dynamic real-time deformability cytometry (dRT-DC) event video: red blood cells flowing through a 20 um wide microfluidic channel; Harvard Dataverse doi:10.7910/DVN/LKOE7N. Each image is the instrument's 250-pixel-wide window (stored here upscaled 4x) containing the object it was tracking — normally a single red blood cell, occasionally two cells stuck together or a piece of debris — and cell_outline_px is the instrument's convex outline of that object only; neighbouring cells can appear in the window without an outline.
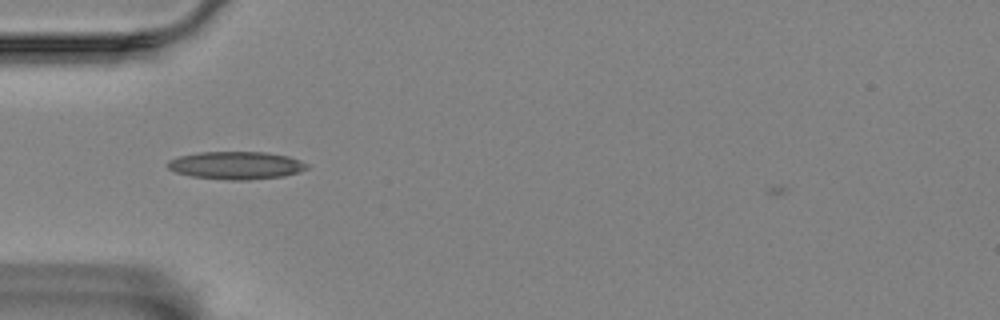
{"species": "Egyptian fruit bat (a non-hibernating species)", "species_latin": "Rousettus aegyptiacus", "temperature_condition": "room temperature", "stored_images_in_passage": 43, "camera_frame_rate_fps": 3000, "um_per_image_px": 0.085, "animal": {"sex": "female"}, "frame": {"image": 1, "passage_image": 3, "time_ms": 0.667, "image_size_px": [1000, 320], "cell_outline_px": [[308, 168], [284, 176], [248, 180], [228, 180], [192, 176], [176, 172], [168, 168], [168, 160], [180, 156], [200, 152], [264, 152], [288, 156], [300, 160], [308, 164]], "centroid_in_image_um": [20.08, 14.05], "position_along_channel_um": 64.9, "area_um2": 22.37}}
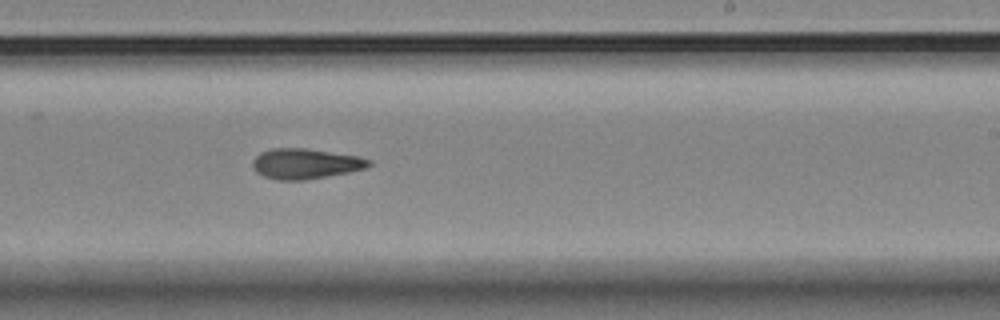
{"frame": {"image": 2, "passage_image": 20, "time_ms": 6.333, "image_size_px": [1000, 320], "cell_outline_px": [[372, 164], [368, 168], [348, 172], [304, 180], [276, 180], [264, 176], [256, 172], [252, 164], [252, 160], [260, 152], [272, 148], [304, 148], [360, 156], [372, 160]], "centroid_in_image_um": [25.98, 13.91], "position_along_channel_um": 263.0, "area_um2": 20.63}}
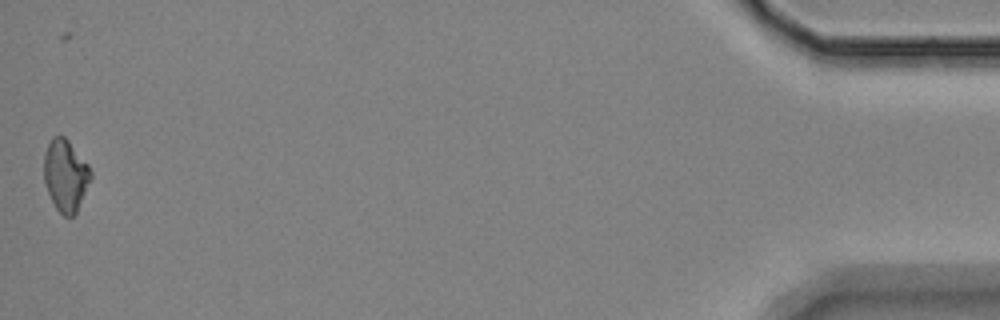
{"frame": {"image": 3, "passage_image": 42, "time_ms": 13.667, "image_size_px": [1000, 320], "cell_outline_px": [[92, 176], [76, 212], [72, 216], [64, 216], [56, 208], [48, 192], [44, 180], [44, 152], [52, 136], [64, 136], [68, 140], [88, 164], [92, 172]], "centroid_in_image_um": [5.56, 14.88], "position_along_channel_um": 429.6, "area_um2": 19.36}, "authors_computed_cell_mechanics": {"area_um2": 20.23, "velocity_mm_per_s": 3.4978, "shape_relaxation_time_tau1_ms": null, "shape_relaxation_time_tau2_ms": 6.2, "deformation_change_tau1": null, "deformation_change_tau2": 0.1504}}